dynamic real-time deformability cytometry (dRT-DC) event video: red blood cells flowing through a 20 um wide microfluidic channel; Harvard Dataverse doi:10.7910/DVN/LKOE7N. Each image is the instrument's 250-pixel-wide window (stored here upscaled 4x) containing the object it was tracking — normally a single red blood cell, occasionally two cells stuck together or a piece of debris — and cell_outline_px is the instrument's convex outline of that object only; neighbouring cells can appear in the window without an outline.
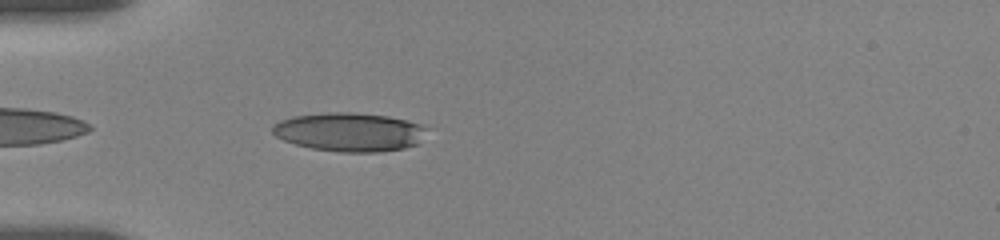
{"species": "human", "species_latin": "Homo sapiens", "temperature_condition": "room temperature", "stored_images_in_passage": 24, "camera_frame_rate_fps": 3000, "um_per_image_px": 0.085, "donor": {"sex": "female"}, "frame": {"image": 1, "passage_image": 3, "time_ms": 0.667, "image_size_px": [1000, 240], "cell_outline_px": [[428, 128], [416, 144], [404, 148], [380, 152], [340, 152], [312, 148], [296, 144], [284, 140], [276, 136], [272, 132], [272, 124], [280, 120], [296, 116], [324, 112], [352, 112], [388, 116], [420, 124]], "centroid_in_image_um": [29.68, 11.21], "position_along_channel_um": 55.3, "area_um2": 34.68}}
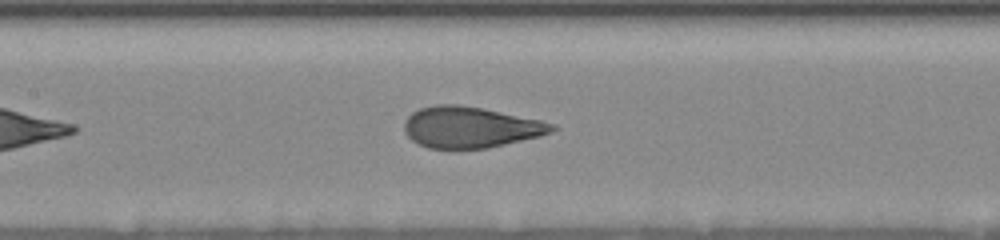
{"frame": {"image": 2, "passage_image": 13, "time_ms": 4.0, "image_size_px": [1000, 240], "cell_outline_px": [[556, 128], [552, 132], [540, 136], [488, 148], [428, 148], [412, 140], [404, 132], [404, 120], [412, 112], [420, 108], [436, 104], [460, 104], [540, 120], [556, 124]], "centroid_in_image_um": [39.96, 10.81], "position_along_channel_um": 167.4, "area_um2": 35.2}}
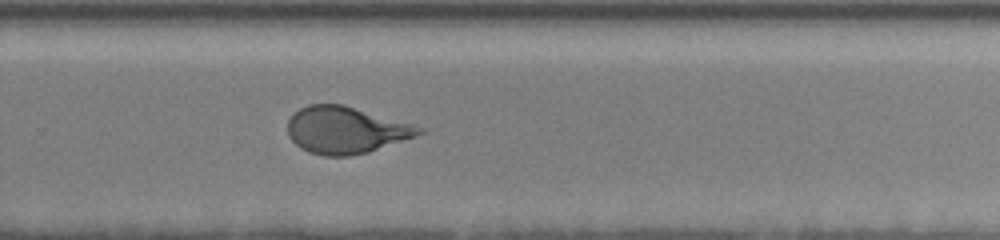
{"frame": {"image": 3, "passage_image": 24, "time_ms": 7.667, "image_size_px": [1000, 240], "cell_outline_px": [[424, 132], [416, 136], [368, 152], [348, 156], [324, 156], [308, 152], [300, 148], [288, 136], [288, 120], [300, 108], [308, 104], [344, 104], [412, 124], [424, 128]], "centroid_in_image_um": [29.38, 11.06], "position_along_channel_um": 300.4, "area_um2": 35.78}}